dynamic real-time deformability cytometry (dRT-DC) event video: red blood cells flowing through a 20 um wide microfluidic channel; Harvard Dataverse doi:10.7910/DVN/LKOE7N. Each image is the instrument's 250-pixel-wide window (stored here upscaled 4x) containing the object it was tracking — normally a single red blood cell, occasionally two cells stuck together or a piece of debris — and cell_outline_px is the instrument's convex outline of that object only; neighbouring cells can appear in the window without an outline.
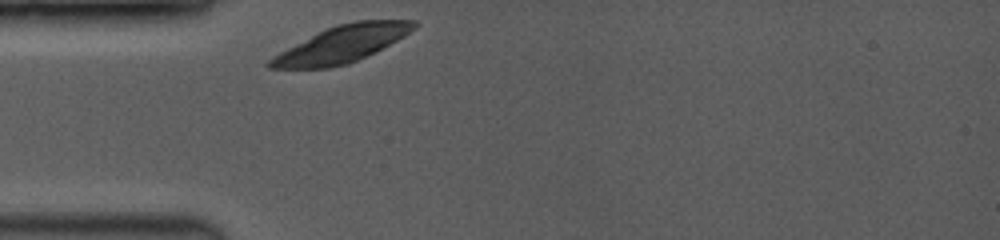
{"species": "common noctule bat (a hibernating species)", "species_latin": "Nyctalus noctula", "temperature_condition": "room temperature", "stored_images_in_passage": 2, "camera_frame_rate_fps": 3500, "um_per_image_px": 0.085, "animal": {"sex": "female", "body_mass_g": 19.0, "forearm_length_mm": 53.3}, "frame": {"image": 1, "passage_image": 1, "time_ms": 0.0, "image_size_px": [1000, 240], "cell_outline_px": [[420, 24], [416, 28], [404, 36], [348, 64], [328, 68], [268, 68], [264, 64], [272, 56], [336, 24], [356, 20], [416, 20]], "centroid_in_image_um": [29.06, 3.74], "position_along_channel_um": 55.9, "area_um2": 30.23}}